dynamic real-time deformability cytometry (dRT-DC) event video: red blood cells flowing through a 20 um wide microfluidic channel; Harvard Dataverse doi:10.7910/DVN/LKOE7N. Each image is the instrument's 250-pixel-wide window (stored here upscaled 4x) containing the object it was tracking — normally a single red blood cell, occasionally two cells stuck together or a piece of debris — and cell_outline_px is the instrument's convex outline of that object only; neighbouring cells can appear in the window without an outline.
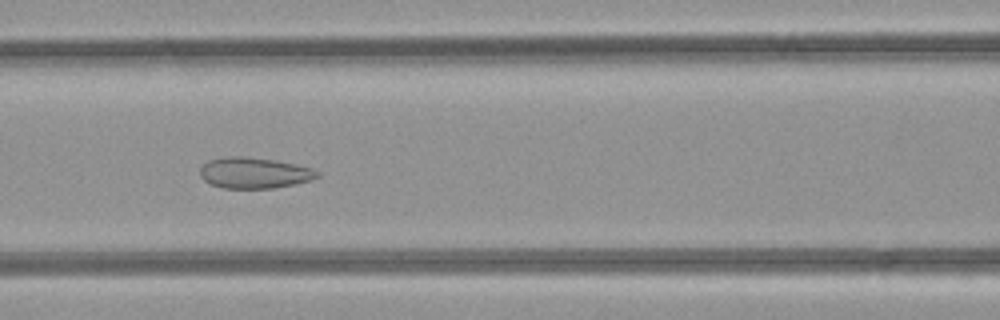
{"species": "common noctule bat (a hibernating species)", "species_latin": "Nyctalus noctula", "temperature_condition": "room temperature", "stored_images_in_passage": 42, "camera_frame_rate_fps": 3000, "um_per_image_px": 0.085, "animal": {"sex": "female", "body_mass_g": 21.9}, "frame": {"image": 1, "passage_image": 20, "time_ms": 6.333, "image_size_px": [1000, 320], "cell_outline_px": [[320, 176], [312, 180], [296, 184], [272, 188], [224, 188], [212, 184], [204, 180], [200, 176], [200, 168], [208, 160], [224, 156], [244, 156], [272, 160], [296, 164], [312, 168], [320, 172]], "centroid_in_image_um": [21.63, 14.69], "position_along_channel_um": 145.0, "area_um2": 21.21}}
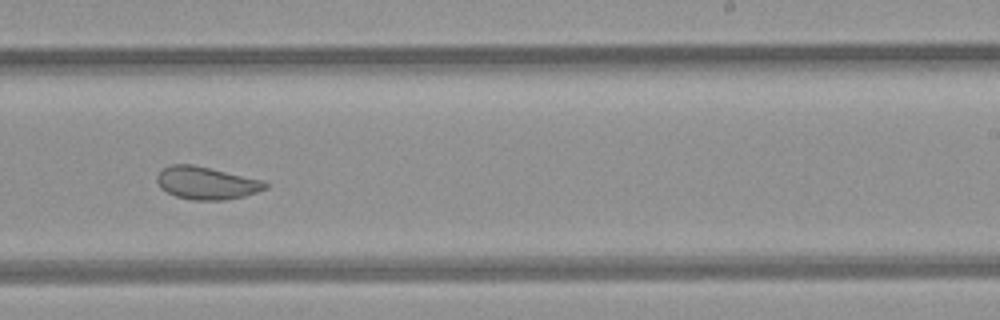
{"frame": {"image": 2, "passage_image": 29, "time_ms": 9.333, "image_size_px": [1000, 320], "cell_outline_px": [[268, 188], [244, 196], [224, 200], [192, 200], [176, 196], [160, 188], [156, 180], [156, 176], [164, 168], [172, 164], [192, 164], [264, 180], [268, 184]], "centroid_in_image_um": [17.56, 15.56], "position_along_channel_um": 271.4, "area_um2": 20.58}}
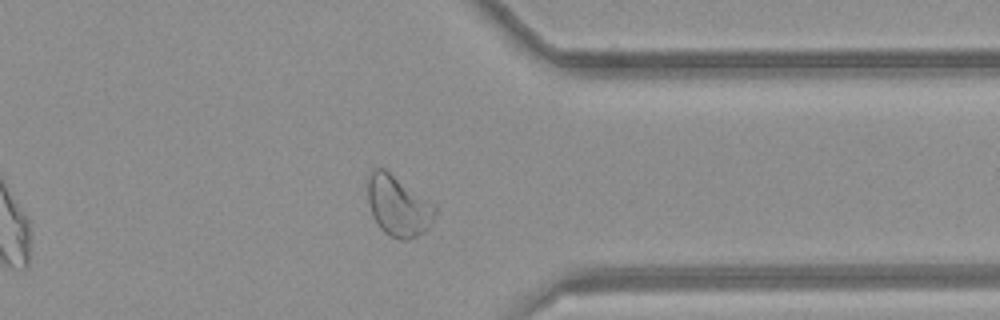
{"frame": {"image": 3, "passage_image": 37, "time_ms": 12.0, "image_size_px": [1000, 320], "cell_outline_px": [[436, 212], [432, 224], [424, 232], [408, 240], [400, 240], [384, 232], [380, 228], [372, 212], [368, 200], [368, 172], [372, 168], [384, 168], [436, 204]], "centroid_in_image_um": [33.87, 17.48], "position_along_channel_um": 377.5, "area_um2": 23.87}, "authors_computed_cell_mechanics": {"area_um2": 23.6402, "velocity_mm_per_s": 4.2304, "shape_relaxation_time_tau1_ms": null, "shape_relaxation_time_tau2_ms": 1.1017, "deformation_change_tau1": null, "deformation_change_tau2": 0.0815}}